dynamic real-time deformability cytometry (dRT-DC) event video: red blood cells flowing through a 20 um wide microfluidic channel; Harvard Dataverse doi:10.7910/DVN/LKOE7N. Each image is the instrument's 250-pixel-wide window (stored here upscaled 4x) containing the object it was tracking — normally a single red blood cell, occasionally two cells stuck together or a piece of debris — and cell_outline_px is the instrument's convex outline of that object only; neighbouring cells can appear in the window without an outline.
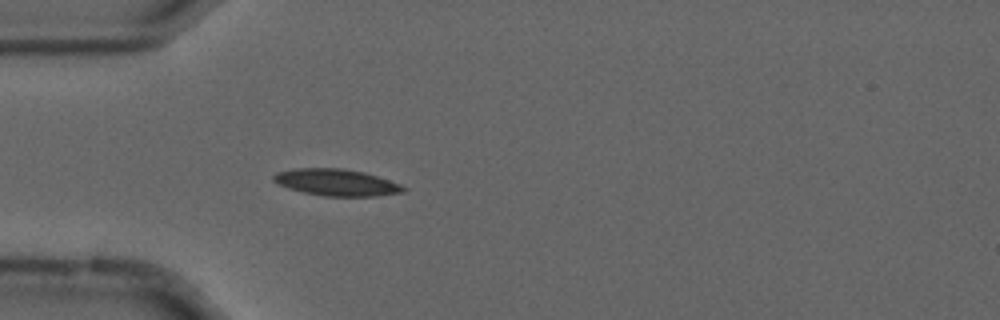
{"species": "common noctule bat (a hibernating species)", "species_latin": "Nyctalus noctula", "temperature_condition": "cold", "stored_images_in_passage": 40, "camera_frame_rate_fps": 3000, "um_per_image_px": 0.085, "animal": {"sex": "male", "forearm_length_mm": 52.5}, "frame": {"image": 1, "passage_image": 1, "time_ms": 0.0, "image_size_px": [1000, 320], "cell_outline_px": [[408, 188], [404, 192], [376, 196], [324, 196], [304, 192], [288, 188], [272, 180], [272, 176], [276, 172], [292, 168], [344, 168], [364, 172], [400, 184]], "centroid_in_image_um": [28.59, 15.5], "position_along_channel_um": 56.4, "area_um2": 20.23}}
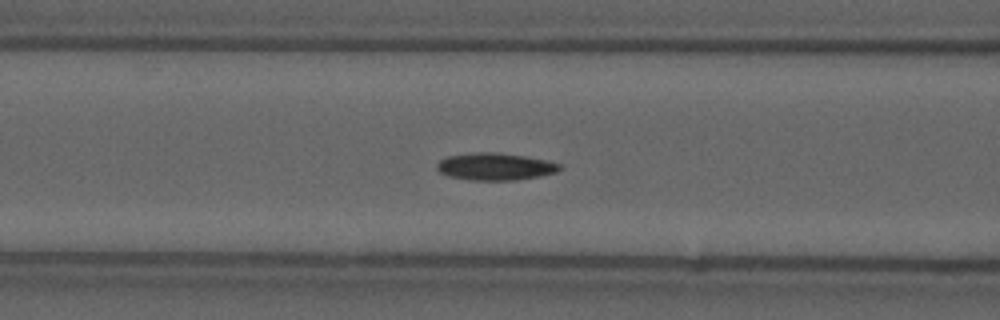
{"frame": {"image": 2, "passage_image": 7, "time_ms": 2.0, "image_size_px": [1000, 320], "cell_outline_px": [[564, 168], [556, 172], [540, 176], [516, 180], [468, 180], [448, 176], [440, 172], [436, 168], [436, 164], [440, 160], [448, 156], [472, 152], [500, 152], [524, 156], [544, 160], [560, 164]], "centroid_in_image_um": [42.07, 14.16], "position_along_channel_um": 124.5, "area_um2": 19.59}}
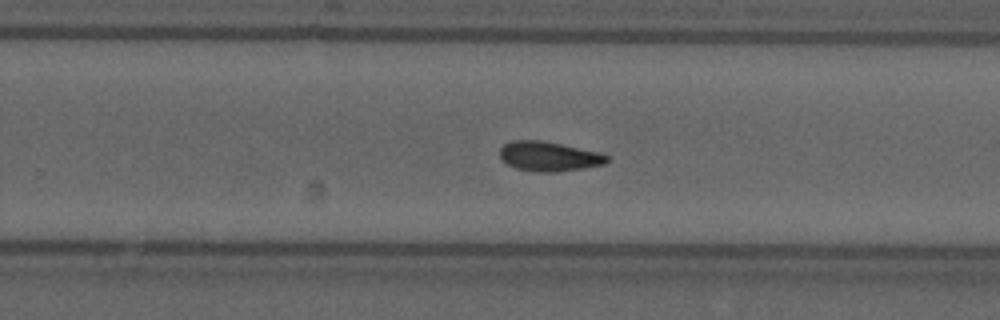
{"frame": {"image": 3, "passage_image": 20, "time_ms": 6.333, "image_size_px": [1000, 320], "cell_outline_px": [[608, 160], [604, 164], [584, 168], [556, 172], [536, 172], [516, 168], [508, 164], [500, 156], [500, 148], [504, 144], [512, 140], [540, 140], [600, 152], [608, 156]], "centroid_in_image_um": [46.66, 13.29], "position_along_channel_um": 283.1, "area_um2": 18.38}, "authors_computed_cell_mechanics": {"area_um2": 18.207, "velocity_mm_per_s": 3.6706, "shape_relaxation_time_tau1_ms": null, "shape_relaxation_time_tau2_ms": 7.9979, "deformation_change_tau1": null, "deformation_change_tau2": 0.1411}}